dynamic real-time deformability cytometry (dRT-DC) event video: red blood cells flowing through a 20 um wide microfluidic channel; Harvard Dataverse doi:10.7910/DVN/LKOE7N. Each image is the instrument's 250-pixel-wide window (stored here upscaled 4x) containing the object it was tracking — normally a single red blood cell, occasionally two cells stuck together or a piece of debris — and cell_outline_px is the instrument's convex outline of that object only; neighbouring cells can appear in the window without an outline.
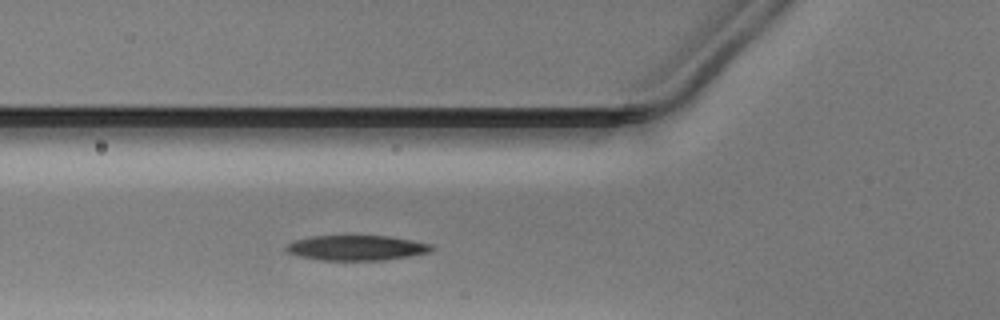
{"species": "Egyptian fruit bat (a non-hibernating species)", "species_latin": "Rousettus aegyptiacus", "temperature_condition": "warm", "stored_images_in_passage": 19, "camera_frame_rate_fps": 3000, "um_per_image_px": 0.085, "animal": {"sex": "male"}, "frame": {"image": 1, "passage_image": 6, "time_ms": 1.667, "image_size_px": [1000, 320], "cell_outline_px": [[436, 248], [428, 252], [408, 256], [384, 260], [320, 260], [300, 256], [288, 252], [284, 248], [288, 244], [296, 240], [308, 236], [388, 236], [412, 240], [432, 244]], "centroid_in_image_um": [30.31, 21.06], "position_along_channel_um": 95.5, "area_um2": 21.15}}
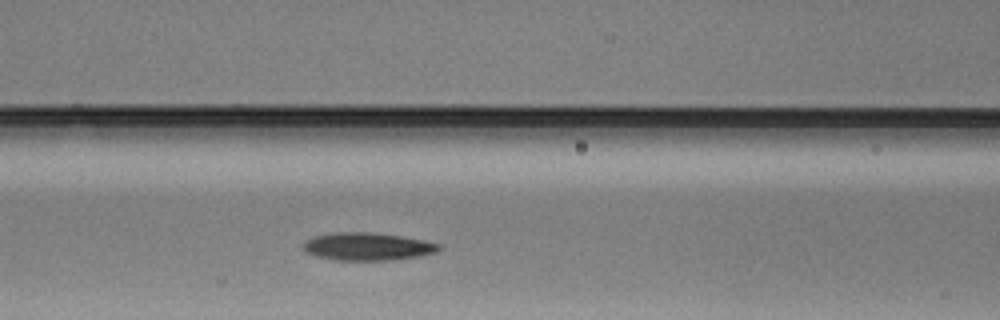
{"frame": {"image": 2, "passage_image": 9, "time_ms": 2.667, "image_size_px": [1000, 320], "cell_outline_px": [[440, 248], [436, 252], [420, 256], [388, 260], [336, 260], [316, 256], [304, 252], [304, 244], [308, 240], [316, 236], [336, 232], [368, 232], [400, 236], [424, 240], [440, 244]], "centroid_in_image_um": [31.24, 20.96], "position_along_channel_um": 135.4, "area_um2": 21.68}}